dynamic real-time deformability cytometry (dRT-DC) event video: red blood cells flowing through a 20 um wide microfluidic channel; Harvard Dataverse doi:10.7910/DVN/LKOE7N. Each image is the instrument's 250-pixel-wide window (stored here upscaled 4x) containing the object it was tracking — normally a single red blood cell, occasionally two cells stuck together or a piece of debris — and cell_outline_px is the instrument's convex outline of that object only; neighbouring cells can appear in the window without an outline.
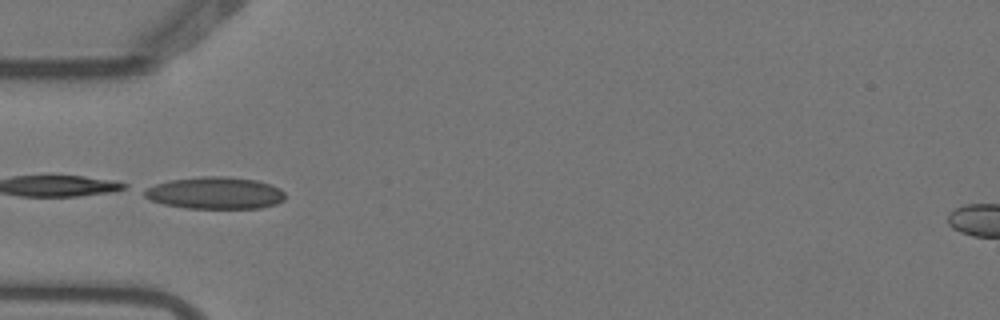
{"species": "Egyptian fruit bat (a non-hibernating species)", "species_latin": "Rousettus aegyptiacus", "temperature_condition": "warm", "stored_images_in_passage": 2, "camera_frame_rate_fps": 3000, "um_per_image_px": 0.085, "animal": {"sex": "female"}, "frame": {"image": 1, "passage_image": 1, "time_ms": 0.0, "image_size_px": [1000, 320], "cell_outline_px": [[284, 200], [276, 204], [260, 208], [184, 208], [164, 204], [148, 200], [144, 196], [144, 192], [148, 188], [156, 184], [172, 180], [200, 176], [224, 176], [256, 180], [280, 188], [284, 192]], "centroid_in_image_um": [18.28, 16.41], "position_along_channel_um": 66.7, "area_um2": 26.18}}